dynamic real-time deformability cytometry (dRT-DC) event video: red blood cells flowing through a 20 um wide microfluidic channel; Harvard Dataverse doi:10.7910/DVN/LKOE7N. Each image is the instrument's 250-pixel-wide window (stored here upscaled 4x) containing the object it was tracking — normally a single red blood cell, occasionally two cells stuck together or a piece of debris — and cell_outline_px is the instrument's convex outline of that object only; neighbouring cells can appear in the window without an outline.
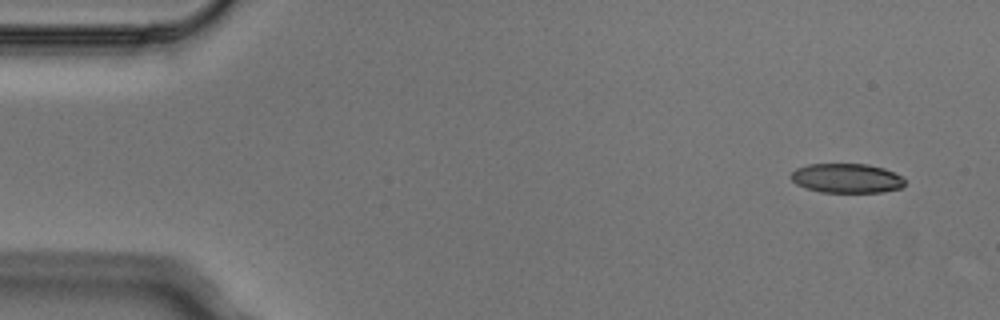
{"species": "Egyptian fruit bat (a non-hibernating species)", "species_latin": "Rousettus aegyptiacus", "temperature_condition": "cold", "stored_images_in_passage": 4, "camera_frame_rate_fps": 3000, "um_per_image_px": 0.085, "animal": {"sex": "male"}, "frame": {"image": 1, "passage_image": 1, "time_ms": 0.0, "image_size_px": [1000, 320], "cell_outline_px": [[904, 184], [900, 188], [880, 192], [820, 192], [804, 188], [796, 184], [788, 176], [796, 168], [808, 164], [868, 164], [884, 168], [900, 176], [904, 180]], "centroid_in_image_um": [71.9, 15.15], "position_along_channel_um": 13.1, "area_um2": 19.54}}
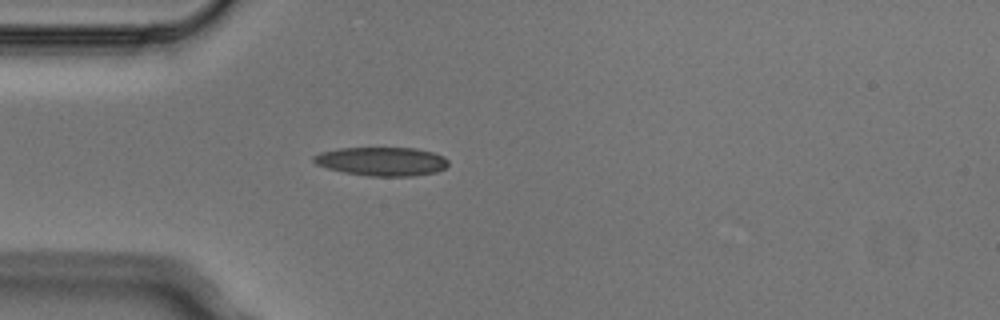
{"frame": {"image": 2, "passage_image": 4, "time_ms": 1.0, "image_size_px": [1000, 320], "cell_outline_px": [[448, 164], [444, 168], [436, 172], [412, 176], [368, 176], [344, 172], [328, 168], [316, 164], [312, 160], [312, 156], [320, 152], [340, 148], [416, 148], [432, 152], [444, 156], [448, 160]], "centroid_in_image_um": [32.45, 13.71], "position_along_channel_um": 52.6, "area_um2": 22.54}}